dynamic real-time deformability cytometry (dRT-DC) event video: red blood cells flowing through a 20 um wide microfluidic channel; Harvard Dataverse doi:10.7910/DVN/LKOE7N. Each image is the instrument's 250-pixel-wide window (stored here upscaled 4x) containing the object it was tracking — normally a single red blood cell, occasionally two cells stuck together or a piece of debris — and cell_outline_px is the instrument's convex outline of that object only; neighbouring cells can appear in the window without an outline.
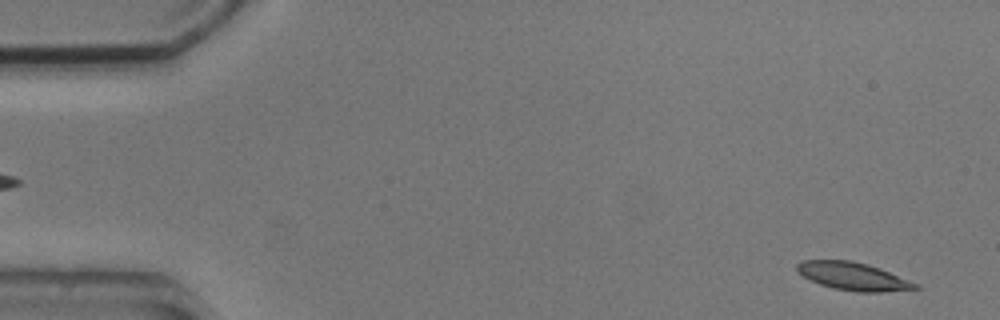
{"species": "common noctule bat (a hibernating species)", "species_latin": "Nyctalus noctula", "temperature_condition": "cold", "stored_images_in_passage": 6, "segment_of_instrument_passage": [2, 2], "camera_frame_rate_fps": 3000, "um_per_image_px": 0.085, "animal": {"sex": "male", "body_mass_g": 20.5, "forearm_length_mm": 52.5}, "frame": {"image": 1, "passage_image": 6, "time_ms": 6.0, "image_size_px": [1000, 320], "cell_outline_px": [[920, 288], [884, 292], [856, 292], [832, 288], [820, 284], [796, 272], [796, 264], [804, 260], [852, 260], [868, 264], [880, 268], [920, 284]], "centroid_in_image_um": [72.54, 23.48], "position_along_channel_um": 12.5, "area_um2": 19.36}}